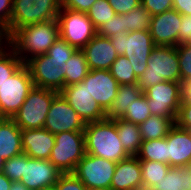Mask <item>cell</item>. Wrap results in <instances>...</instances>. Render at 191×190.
Here are the masks:
<instances>
[{"label": "cell", "instance_id": "55", "mask_svg": "<svg viewBox=\"0 0 191 190\" xmlns=\"http://www.w3.org/2000/svg\"><path fill=\"white\" fill-rule=\"evenodd\" d=\"M187 168H188L189 170H191V159H190V162H189Z\"/></svg>", "mask_w": 191, "mask_h": 190}, {"label": "cell", "instance_id": "23", "mask_svg": "<svg viewBox=\"0 0 191 190\" xmlns=\"http://www.w3.org/2000/svg\"><path fill=\"white\" fill-rule=\"evenodd\" d=\"M143 92L139 89V85L127 84L119 85L117 95L114 101L106 112V118L110 120L121 119L132 102L140 98Z\"/></svg>", "mask_w": 191, "mask_h": 190}, {"label": "cell", "instance_id": "43", "mask_svg": "<svg viewBox=\"0 0 191 190\" xmlns=\"http://www.w3.org/2000/svg\"><path fill=\"white\" fill-rule=\"evenodd\" d=\"M116 14H126L141 4V0H107Z\"/></svg>", "mask_w": 191, "mask_h": 190}, {"label": "cell", "instance_id": "32", "mask_svg": "<svg viewBox=\"0 0 191 190\" xmlns=\"http://www.w3.org/2000/svg\"><path fill=\"white\" fill-rule=\"evenodd\" d=\"M109 71L119 85L137 83V77L134 73L133 66L130 64L129 59L124 55H118Z\"/></svg>", "mask_w": 191, "mask_h": 190}, {"label": "cell", "instance_id": "56", "mask_svg": "<svg viewBox=\"0 0 191 190\" xmlns=\"http://www.w3.org/2000/svg\"><path fill=\"white\" fill-rule=\"evenodd\" d=\"M150 190H161V189H158V188H150Z\"/></svg>", "mask_w": 191, "mask_h": 190}, {"label": "cell", "instance_id": "34", "mask_svg": "<svg viewBox=\"0 0 191 190\" xmlns=\"http://www.w3.org/2000/svg\"><path fill=\"white\" fill-rule=\"evenodd\" d=\"M149 116H151V113L150 107L148 106V98L142 94L139 99L128 106L122 119L140 125L146 121Z\"/></svg>", "mask_w": 191, "mask_h": 190}, {"label": "cell", "instance_id": "38", "mask_svg": "<svg viewBox=\"0 0 191 190\" xmlns=\"http://www.w3.org/2000/svg\"><path fill=\"white\" fill-rule=\"evenodd\" d=\"M13 0H0V32L6 40L10 37V18Z\"/></svg>", "mask_w": 191, "mask_h": 190}, {"label": "cell", "instance_id": "35", "mask_svg": "<svg viewBox=\"0 0 191 190\" xmlns=\"http://www.w3.org/2000/svg\"><path fill=\"white\" fill-rule=\"evenodd\" d=\"M76 50L77 49L71 46L68 42L59 38L49 48V50L46 52V55L50 56V59H53L56 62L61 63V65H63L62 70L65 74L67 69L66 62L71 58V56L74 54Z\"/></svg>", "mask_w": 191, "mask_h": 190}, {"label": "cell", "instance_id": "44", "mask_svg": "<svg viewBox=\"0 0 191 190\" xmlns=\"http://www.w3.org/2000/svg\"><path fill=\"white\" fill-rule=\"evenodd\" d=\"M97 0H62V8L87 13Z\"/></svg>", "mask_w": 191, "mask_h": 190}, {"label": "cell", "instance_id": "31", "mask_svg": "<svg viewBox=\"0 0 191 190\" xmlns=\"http://www.w3.org/2000/svg\"><path fill=\"white\" fill-rule=\"evenodd\" d=\"M22 60L6 43L0 48V87L23 65Z\"/></svg>", "mask_w": 191, "mask_h": 190}, {"label": "cell", "instance_id": "51", "mask_svg": "<svg viewBox=\"0 0 191 190\" xmlns=\"http://www.w3.org/2000/svg\"><path fill=\"white\" fill-rule=\"evenodd\" d=\"M85 190H111V189L86 187V189H85Z\"/></svg>", "mask_w": 191, "mask_h": 190}, {"label": "cell", "instance_id": "14", "mask_svg": "<svg viewBox=\"0 0 191 190\" xmlns=\"http://www.w3.org/2000/svg\"><path fill=\"white\" fill-rule=\"evenodd\" d=\"M55 134L69 131H84L85 123L58 93L52 100L44 127Z\"/></svg>", "mask_w": 191, "mask_h": 190}, {"label": "cell", "instance_id": "46", "mask_svg": "<svg viewBox=\"0 0 191 190\" xmlns=\"http://www.w3.org/2000/svg\"><path fill=\"white\" fill-rule=\"evenodd\" d=\"M173 9L181 15L191 16V0H173Z\"/></svg>", "mask_w": 191, "mask_h": 190}, {"label": "cell", "instance_id": "27", "mask_svg": "<svg viewBox=\"0 0 191 190\" xmlns=\"http://www.w3.org/2000/svg\"><path fill=\"white\" fill-rule=\"evenodd\" d=\"M140 167L142 172V186L147 188H155L161 181L165 179V176L170 165L148 160H140Z\"/></svg>", "mask_w": 191, "mask_h": 190}, {"label": "cell", "instance_id": "33", "mask_svg": "<svg viewBox=\"0 0 191 190\" xmlns=\"http://www.w3.org/2000/svg\"><path fill=\"white\" fill-rule=\"evenodd\" d=\"M87 15L95 29L98 30L104 23L113 19L116 13L107 0H97L89 9Z\"/></svg>", "mask_w": 191, "mask_h": 190}, {"label": "cell", "instance_id": "40", "mask_svg": "<svg viewBox=\"0 0 191 190\" xmlns=\"http://www.w3.org/2000/svg\"><path fill=\"white\" fill-rule=\"evenodd\" d=\"M57 190H85V185L73 174H62L55 184Z\"/></svg>", "mask_w": 191, "mask_h": 190}, {"label": "cell", "instance_id": "28", "mask_svg": "<svg viewBox=\"0 0 191 190\" xmlns=\"http://www.w3.org/2000/svg\"><path fill=\"white\" fill-rule=\"evenodd\" d=\"M136 157L139 160L156 161L169 165V162L167 161L166 138L142 141Z\"/></svg>", "mask_w": 191, "mask_h": 190}, {"label": "cell", "instance_id": "22", "mask_svg": "<svg viewBox=\"0 0 191 190\" xmlns=\"http://www.w3.org/2000/svg\"><path fill=\"white\" fill-rule=\"evenodd\" d=\"M21 132L12 118L0 120V162L23 153Z\"/></svg>", "mask_w": 191, "mask_h": 190}, {"label": "cell", "instance_id": "12", "mask_svg": "<svg viewBox=\"0 0 191 190\" xmlns=\"http://www.w3.org/2000/svg\"><path fill=\"white\" fill-rule=\"evenodd\" d=\"M28 67L34 87L51 89L60 92L65 87L63 65L50 59V56L39 55L29 59Z\"/></svg>", "mask_w": 191, "mask_h": 190}, {"label": "cell", "instance_id": "19", "mask_svg": "<svg viewBox=\"0 0 191 190\" xmlns=\"http://www.w3.org/2000/svg\"><path fill=\"white\" fill-rule=\"evenodd\" d=\"M89 70H110L118 57L110 38L96 34L82 49Z\"/></svg>", "mask_w": 191, "mask_h": 190}, {"label": "cell", "instance_id": "7", "mask_svg": "<svg viewBox=\"0 0 191 190\" xmlns=\"http://www.w3.org/2000/svg\"><path fill=\"white\" fill-rule=\"evenodd\" d=\"M85 154L84 131L61 132L55 134V145L49 161L62 174L73 173Z\"/></svg>", "mask_w": 191, "mask_h": 190}, {"label": "cell", "instance_id": "37", "mask_svg": "<svg viewBox=\"0 0 191 190\" xmlns=\"http://www.w3.org/2000/svg\"><path fill=\"white\" fill-rule=\"evenodd\" d=\"M23 163H25L24 152L5 160L3 174L11 181H21L23 177Z\"/></svg>", "mask_w": 191, "mask_h": 190}, {"label": "cell", "instance_id": "50", "mask_svg": "<svg viewBox=\"0 0 191 190\" xmlns=\"http://www.w3.org/2000/svg\"><path fill=\"white\" fill-rule=\"evenodd\" d=\"M6 44L5 35L0 32V48H2Z\"/></svg>", "mask_w": 191, "mask_h": 190}, {"label": "cell", "instance_id": "24", "mask_svg": "<svg viewBox=\"0 0 191 190\" xmlns=\"http://www.w3.org/2000/svg\"><path fill=\"white\" fill-rule=\"evenodd\" d=\"M114 122L124 150L130 156H136L143 141L139 125L122 118L115 119Z\"/></svg>", "mask_w": 191, "mask_h": 190}, {"label": "cell", "instance_id": "30", "mask_svg": "<svg viewBox=\"0 0 191 190\" xmlns=\"http://www.w3.org/2000/svg\"><path fill=\"white\" fill-rule=\"evenodd\" d=\"M121 19L127 32L149 31L152 14L140 4L128 13L121 14Z\"/></svg>", "mask_w": 191, "mask_h": 190}, {"label": "cell", "instance_id": "2", "mask_svg": "<svg viewBox=\"0 0 191 190\" xmlns=\"http://www.w3.org/2000/svg\"><path fill=\"white\" fill-rule=\"evenodd\" d=\"M84 136L86 154L102 157L115 163L130 156L121 144L114 120L105 118L101 121L86 123Z\"/></svg>", "mask_w": 191, "mask_h": 190}, {"label": "cell", "instance_id": "41", "mask_svg": "<svg viewBox=\"0 0 191 190\" xmlns=\"http://www.w3.org/2000/svg\"><path fill=\"white\" fill-rule=\"evenodd\" d=\"M141 5L155 16L173 9V0H141Z\"/></svg>", "mask_w": 191, "mask_h": 190}, {"label": "cell", "instance_id": "11", "mask_svg": "<svg viewBox=\"0 0 191 190\" xmlns=\"http://www.w3.org/2000/svg\"><path fill=\"white\" fill-rule=\"evenodd\" d=\"M116 163L102 157L85 154L73 174L85 187L110 189Z\"/></svg>", "mask_w": 191, "mask_h": 190}, {"label": "cell", "instance_id": "42", "mask_svg": "<svg viewBox=\"0 0 191 190\" xmlns=\"http://www.w3.org/2000/svg\"><path fill=\"white\" fill-rule=\"evenodd\" d=\"M175 124L181 129L191 131V103L181 102Z\"/></svg>", "mask_w": 191, "mask_h": 190}, {"label": "cell", "instance_id": "48", "mask_svg": "<svg viewBox=\"0 0 191 190\" xmlns=\"http://www.w3.org/2000/svg\"><path fill=\"white\" fill-rule=\"evenodd\" d=\"M12 181L8 179L3 173L0 174V190H10Z\"/></svg>", "mask_w": 191, "mask_h": 190}, {"label": "cell", "instance_id": "10", "mask_svg": "<svg viewBox=\"0 0 191 190\" xmlns=\"http://www.w3.org/2000/svg\"><path fill=\"white\" fill-rule=\"evenodd\" d=\"M143 94L148 98L151 115L165 116L176 121L182 102L181 82L164 81L157 83L145 90Z\"/></svg>", "mask_w": 191, "mask_h": 190}, {"label": "cell", "instance_id": "20", "mask_svg": "<svg viewBox=\"0 0 191 190\" xmlns=\"http://www.w3.org/2000/svg\"><path fill=\"white\" fill-rule=\"evenodd\" d=\"M23 152L30 158L49 160L55 145V135L45 128L26 129L21 132Z\"/></svg>", "mask_w": 191, "mask_h": 190}, {"label": "cell", "instance_id": "26", "mask_svg": "<svg viewBox=\"0 0 191 190\" xmlns=\"http://www.w3.org/2000/svg\"><path fill=\"white\" fill-rule=\"evenodd\" d=\"M66 63L65 86L79 83L90 71L85 54L80 49H77Z\"/></svg>", "mask_w": 191, "mask_h": 190}, {"label": "cell", "instance_id": "5", "mask_svg": "<svg viewBox=\"0 0 191 190\" xmlns=\"http://www.w3.org/2000/svg\"><path fill=\"white\" fill-rule=\"evenodd\" d=\"M62 0H13L10 36L29 25L57 20Z\"/></svg>", "mask_w": 191, "mask_h": 190}, {"label": "cell", "instance_id": "45", "mask_svg": "<svg viewBox=\"0 0 191 190\" xmlns=\"http://www.w3.org/2000/svg\"><path fill=\"white\" fill-rule=\"evenodd\" d=\"M178 45L191 42V16L181 15Z\"/></svg>", "mask_w": 191, "mask_h": 190}, {"label": "cell", "instance_id": "16", "mask_svg": "<svg viewBox=\"0 0 191 190\" xmlns=\"http://www.w3.org/2000/svg\"><path fill=\"white\" fill-rule=\"evenodd\" d=\"M83 81L92 98L107 112L119 88V83L111 72L109 70H90Z\"/></svg>", "mask_w": 191, "mask_h": 190}, {"label": "cell", "instance_id": "15", "mask_svg": "<svg viewBox=\"0 0 191 190\" xmlns=\"http://www.w3.org/2000/svg\"><path fill=\"white\" fill-rule=\"evenodd\" d=\"M62 175L49 160L30 158L25 154L21 182L30 190L53 186Z\"/></svg>", "mask_w": 191, "mask_h": 190}, {"label": "cell", "instance_id": "54", "mask_svg": "<svg viewBox=\"0 0 191 190\" xmlns=\"http://www.w3.org/2000/svg\"><path fill=\"white\" fill-rule=\"evenodd\" d=\"M4 162H0V174L3 173Z\"/></svg>", "mask_w": 191, "mask_h": 190}, {"label": "cell", "instance_id": "18", "mask_svg": "<svg viewBox=\"0 0 191 190\" xmlns=\"http://www.w3.org/2000/svg\"><path fill=\"white\" fill-rule=\"evenodd\" d=\"M165 138L170 167H187L191 159V131L181 129L175 124Z\"/></svg>", "mask_w": 191, "mask_h": 190}, {"label": "cell", "instance_id": "49", "mask_svg": "<svg viewBox=\"0 0 191 190\" xmlns=\"http://www.w3.org/2000/svg\"><path fill=\"white\" fill-rule=\"evenodd\" d=\"M10 190H30L21 181H12Z\"/></svg>", "mask_w": 191, "mask_h": 190}, {"label": "cell", "instance_id": "6", "mask_svg": "<svg viewBox=\"0 0 191 190\" xmlns=\"http://www.w3.org/2000/svg\"><path fill=\"white\" fill-rule=\"evenodd\" d=\"M58 93L55 90L34 87L12 118L15 124L21 130L43 128L52 100Z\"/></svg>", "mask_w": 191, "mask_h": 190}, {"label": "cell", "instance_id": "53", "mask_svg": "<svg viewBox=\"0 0 191 190\" xmlns=\"http://www.w3.org/2000/svg\"><path fill=\"white\" fill-rule=\"evenodd\" d=\"M132 190H150V188L141 186V187L134 188V189H132Z\"/></svg>", "mask_w": 191, "mask_h": 190}, {"label": "cell", "instance_id": "21", "mask_svg": "<svg viewBox=\"0 0 191 190\" xmlns=\"http://www.w3.org/2000/svg\"><path fill=\"white\" fill-rule=\"evenodd\" d=\"M142 186V172L140 160L136 156H129L116 163L111 181V190H132Z\"/></svg>", "mask_w": 191, "mask_h": 190}, {"label": "cell", "instance_id": "9", "mask_svg": "<svg viewBox=\"0 0 191 190\" xmlns=\"http://www.w3.org/2000/svg\"><path fill=\"white\" fill-rule=\"evenodd\" d=\"M60 38L76 49H82L97 34L87 13L62 8L57 17Z\"/></svg>", "mask_w": 191, "mask_h": 190}, {"label": "cell", "instance_id": "3", "mask_svg": "<svg viewBox=\"0 0 191 190\" xmlns=\"http://www.w3.org/2000/svg\"><path fill=\"white\" fill-rule=\"evenodd\" d=\"M147 64V69L137 78V84L142 92L164 81L180 82L179 57L176 46H155L150 53Z\"/></svg>", "mask_w": 191, "mask_h": 190}, {"label": "cell", "instance_id": "8", "mask_svg": "<svg viewBox=\"0 0 191 190\" xmlns=\"http://www.w3.org/2000/svg\"><path fill=\"white\" fill-rule=\"evenodd\" d=\"M34 88L28 67L23 64L0 87V116L13 118Z\"/></svg>", "mask_w": 191, "mask_h": 190}, {"label": "cell", "instance_id": "25", "mask_svg": "<svg viewBox=\"0 0 191 190\" xmlns=\"http://www.w3.org/2000/svg\"><path fill=\"white\" fill-rule=\"evenodd\" d=\"M174 125V119H169L165 116L151 115L146 121L139 125L142 140L165 138Z\"/></svg>", "mask_w": 191, "mask_h": 190}, {"label": "cell", "instance_id": "13", "mask_svg": "<svg viewBox=\"0 0 191 190\" xmlns=\"http://www.w3.org/2000/svg\"><path fill=\"white\" fill-rule=\"evenodd\" d=\"M59 93L85 124L106 118V112L89 94L83 80L77 84L65 86Z\"/></svg>", "mask_w": 191, "mask_h": 190}, {"label": "cell", "instance_id": "52", "mask_svg": "<svg viewBox=\"0 0 191 190\" xmlns=\"http://www.w3.org/2000/svg\"><path fill=\"white\" fill-rule=\"evenodd\" d=\"M41 190H57V188H56L55 185H53V186L45 187V188H43Z\"/></svg>", "mask_w": 191, "mask_h": 190}, {"label": "cell", "instance_id": "29", "mask_svg": "<svg viewBox=\"0 0 191 190\" xmlns=\"http://www.w3.org/2000/svg\"><path fill=\"white\" fill-rule=\"evenodd\" d=\"M161 190H190L191 189V170L187 167H171L167 172L165 179L156 186Z\"/></svg>", "mask_w": 191, "mask_h": 190}, {"label": "cell", "instance_id": "17", "mask_svg": "<svg viewBox=\"0 0 191 190\" xmlns=\"http://www.w3.org/2000/svg\"><path fill=\"white\" fill-rule=\"evenodd\" d=\"M181 14L175 9L152 16L150 35L155 46H177Z\"/></svg>", "mask_w": 191, "mask_h": 190}, {"label": "cell", "instance_id": "36", "mask_svg": "<svg viewBox=\"0 0 191 190\" xmlns=\"http://www.w3.org/2000/svg\"><path fill=\"white\" fill-rule=\"evenodd\" d=\"M179 57L180 82L191 80V42L176 46Z\"/></svg>", "mask_w": 191, "mask_h": 190}, {"label": "cell", "instance_id": "1", "mask_svg": "<svg viewBox=\"0 0 191 190\" xmlns=\"http://www.w3.org/2000/svg\"><path fill=\"white\" fill-rule=\"evenodd\" d=\"M59 38L58 20H50L17 29L6 43L25 64L32 57L46 54Z\"/></svg>", "mask_w": 191, "mask_h": 190}, {"label": "cell", "instance_id": "39", "mask_svg": "<svg viewBox=\"0 0 191 190\" xmlns=\"http://www.w3.org/2000/svg\"><path fill=\"white\" fill-rule=\"evenodd\" d=\"M121 31L127 32L126 29L123 28V19H121V14H116L113 19L107 23H104L97 30V34L103 37L111 38L119 34Z\"/></svg>", "mask_w": 191, "mask_h": 190}, {"label": "cell", "instance_id": "4", "mask_svg": "<svg viewBox=\"0 0 191 190\" xmlns=\"http://www.w3.org/2000/svg\"><path fill=\"white\" fill-rule=\"evenodd\" d=\"M110 41L118 55L126 56L138 78L147 69V60L155 47L149 31H121Z\"/></svg>", "mask_w": 191, "mask_h": 190}, {"label": "cell", "instance_id": "47", "mask_svg": "<svg viewBox=\"0 0 191 190\" xmlns=\"http://www.w3.org/2000/svg\"><path fill=\"white\" fill-rule=\"evenodd\" d=\"M182 102L191 103V85L187 81L182 83Z\"/></svg>", "mask_w": 191, "mask_h": 190}]
</instances>
